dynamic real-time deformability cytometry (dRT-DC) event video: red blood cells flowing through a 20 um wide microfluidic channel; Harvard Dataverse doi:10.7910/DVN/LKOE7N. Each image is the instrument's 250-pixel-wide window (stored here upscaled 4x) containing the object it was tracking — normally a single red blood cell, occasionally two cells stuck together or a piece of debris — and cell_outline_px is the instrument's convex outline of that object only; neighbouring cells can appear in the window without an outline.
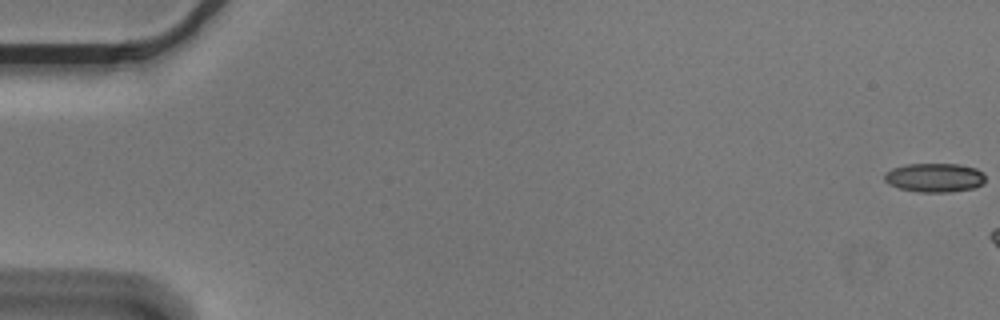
{"species": "Egyptian fruit bat (a non-hibernating species)", "species_latin": "Rousettus aegyptiacus", "temperature_condition": "cold", "stored_images_in_passage": 5, "camera_frame_rate_fps": 3000, "um_per_image_px": 0.085, "animal": {"sex": "male"}, "frame": {"image": 1, "passage_image": 1, "time_ms": 0.0, "image_size_px": [1000, 320], "cell_outline_px": [[984, 184], [972, 188], [952, 192], [920, 192], [900, 188], [888, 184], [884, 180], [884, 172], [892, 168], [904, 164], [960, 164], [976, 168], [984, 172]], "centroid_in_image_um": [79.43, 15.09], "position_along_channel_um": 5.6, "area_um2": 17.22}}